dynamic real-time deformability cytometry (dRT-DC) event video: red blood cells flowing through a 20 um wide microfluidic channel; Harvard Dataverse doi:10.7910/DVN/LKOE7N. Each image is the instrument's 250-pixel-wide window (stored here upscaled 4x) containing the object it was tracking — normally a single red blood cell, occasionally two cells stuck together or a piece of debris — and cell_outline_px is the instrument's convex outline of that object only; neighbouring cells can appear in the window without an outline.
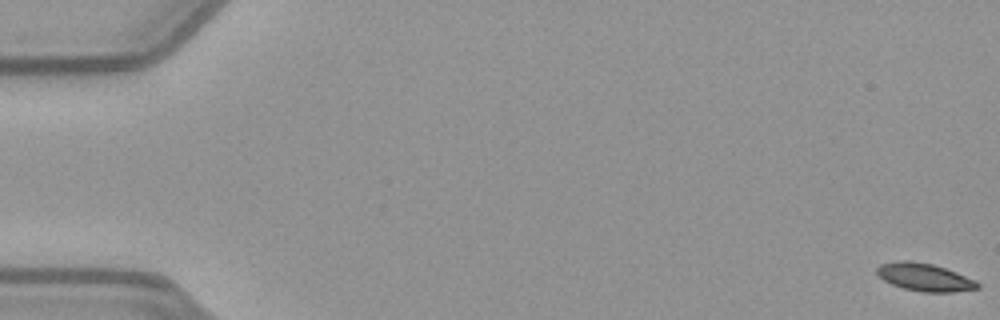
{"species": "common noctule bat (a hibernating species)", "species_latin": "Nyctalus noctula", "temperature_condition": "warm", "stored_images_in_passage": 54, "camera_frame_rate_fps": 3000, "um_per_image_px": 0.085, "animal": {"sex": "female", "body_mass_g": 21.9}, "frame": {"image": 1, "passage_image": 1, "time_ms": 0.0, "image_size_px": [1000, 320], "cell_outline_px": [[980, 288], [952, 292], [920, 292], [904, 288], [892, 284], [884, 280], [876, 272], [876, 268], [880, 264], [900, 260], [912, 260], [932, 264], [956, 272], [976, 280], [980, 284]], "centroid_in_image_um": [78.6, 23.56], "position_along_channel_um": 6.4, "area_um2": 16.3}}
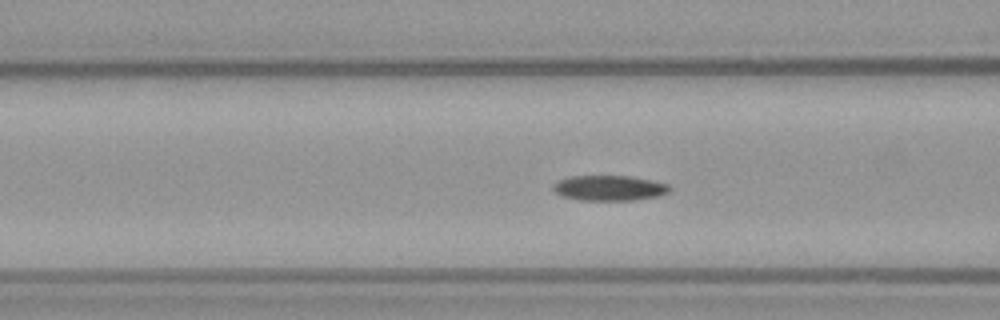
{"frame": {"image": 2, "passage_image": 22, "time_ms": 7.0, "image_size_px": [1000, 320], "cell_outline_px": [[672, 188], [668, 192], [660, 196], [632, 200], [580, 200], [564, 196], [556, 192], [552, 188], [560, 180], [572, 176], [632, 176], [652, 180], [668, 184]], "centroid_in_image_um": [51.86, 15.98], "position_along_channel_um": 114.7, "area_um2": 16.99}}
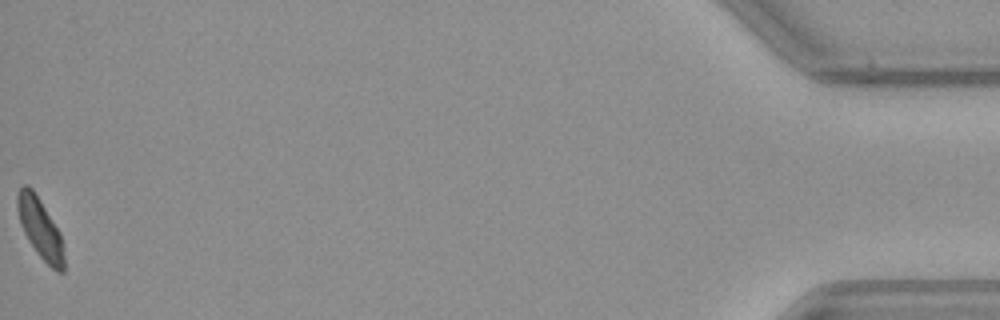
{"frame": {"image": 3, "passage_image": 54, "time_ms": 17.667, "image_size_px": [1000, 320], "cell_outline_px": [[64, 272], [56, 272], [36, 252], [28, 240], [20, 224], [16, 208], [16, 196], [20, 188], [24, 184], [28, 184], [32, 188], [40, 200], [60, 232], [64, 256]], "centroid_in_image_um": [3.39, 19.39], "position_along_channel_um": 431.8, "area_um2": 16.36}, "authors_computed_cell_mechanics": {"area_um2": 16.9932, "velocity_mm_per_s": 3.9359, "shape_relaxation_time_tau1_ms": 4.8428, "shape_relaxation_time_tau2_ms": 5.0708, "deformation_change_tau1": 0.1271, "deformation_change_tau2": 0.1056}}